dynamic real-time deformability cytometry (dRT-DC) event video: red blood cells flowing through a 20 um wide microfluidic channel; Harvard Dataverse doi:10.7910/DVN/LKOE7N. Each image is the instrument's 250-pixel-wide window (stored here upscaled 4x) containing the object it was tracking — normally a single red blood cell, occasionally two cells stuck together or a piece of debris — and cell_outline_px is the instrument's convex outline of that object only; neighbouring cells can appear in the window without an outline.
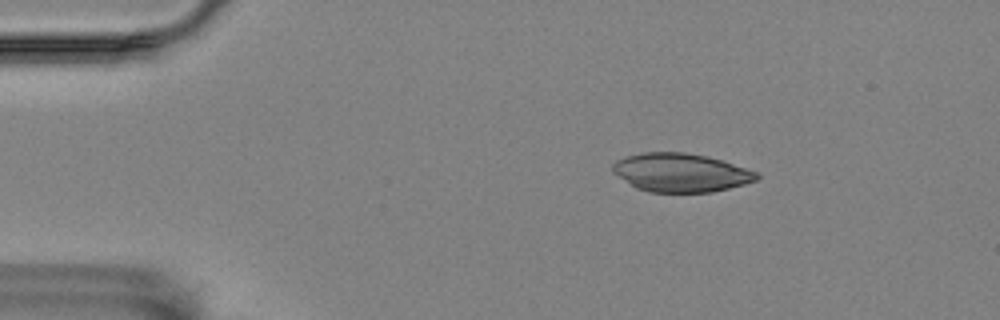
{"species": "Egyptian fruit bat (a non-hibernating species)", "species_latin": "Rousettus aegyptiacus", "temperature_condition": "room temperature", "stored_images_in_passage": 4, "camera_frame_rate_fps": 3000, "um_per_image_px": 0.085, "animal": {"sex": "female"}, "frame": {"image": 1, "passage_image": 2, "time_ms": 0.333, "image_size_px": [1000, 320], "cell_outline_px": [[760, 176], [756, 180], [744, 184], [712, 192], [648, 192], [636, 188], [612, 172], [612, 164], [616, 160], [624, 156], [640, 152], [684, 152], [704, 156], [720, 160], [756, 172]], "centroid_in_image_um": [57.79, 14.67], "position_along_channel_um": 27.2, "area_um2": 32.19}}